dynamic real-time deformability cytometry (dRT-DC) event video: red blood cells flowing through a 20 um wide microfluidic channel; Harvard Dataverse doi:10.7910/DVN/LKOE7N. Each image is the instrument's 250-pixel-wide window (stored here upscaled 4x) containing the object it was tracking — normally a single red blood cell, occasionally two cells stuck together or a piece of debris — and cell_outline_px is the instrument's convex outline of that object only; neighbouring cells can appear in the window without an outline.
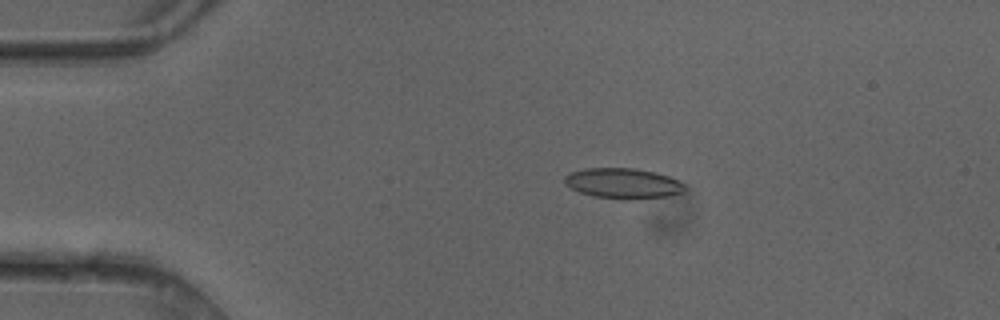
{"species": "common noctule bat (a hibernating species)", "species_latin": "Nyctalus noctula", "temperature_condition": "cold", "stored_images_in_passage": 50, "camera_frame_rate_fps": 3000, "um_per_image_px": 0.085, "animal": {"sex": "female"}, "frame": {"image": 1, "passage_image": 10, "time_ms": 3.0, "image_size_px": [1000, 320], "cell_outline_px": [[688, 188], [684, 192], [668, 196], [628, 200], [592, 196], [580, 192], [564, 184], [564, 176], [572, 172], [584, 168], [636, 168], [668, 176], [684, 184]], "centroid_in_image_um": [52.96, 15.59], "position_along_channel_um": 32.0, "area_um2": 21.33}}
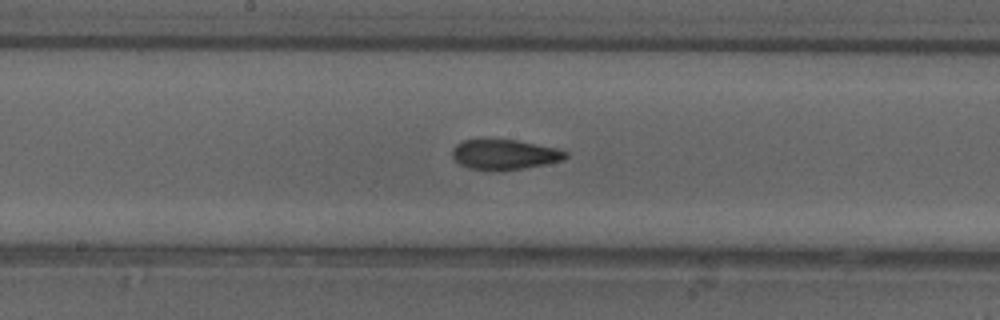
{"frame": {"image": 2, "passage_image": 26, "time_ms": 8.333, "image_size_px": [1000, 320], "cell_outline_px": [[568, 156], [564, 160], [524, 168], [468, 168], [460, 164], [452, 156], [452, 148], [456, 144], [464, 140], [516, 140], [556, 148], [568, 152]], "centroid_in_image_um": [42.91, 13.1], "position_along_channel_um": 205.3, "area_um2": 19.13}}
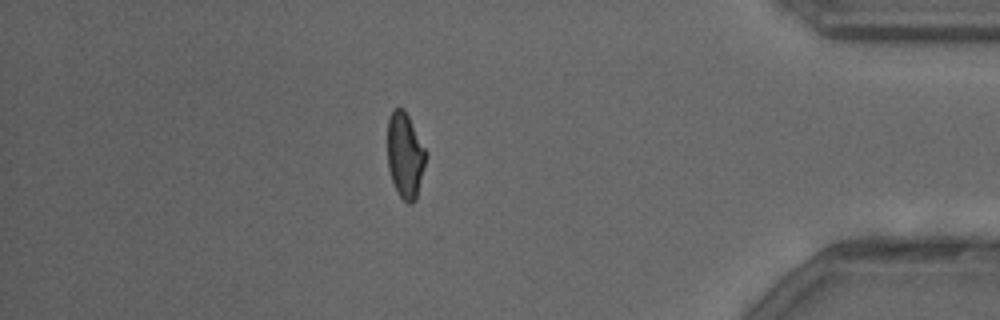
{"frame": {"image": 3, "passage_image": 43, "time_ms": 14.0, "image_size_px": [1000, 320], "cell_outline_px": [[428, 156], [416, 200], [412, 204], [408, 204], [400, 196], [392, 180], [388, 168], [388, 116], [392, 108], [404, 108], [428, 152]], "centroid_in_image_um": [34.46, 13.18], "position_along_channel_um": 400.7, "area_um2": 19.48}, "authors_computed_cell_mechanics": {"area_um2": 20.3167, "velocity_mm_per_s": 4.1577, "shape_relaxation_time_tau1_ms": null, "shape_relaxation_time_tau2_ms": 1.7603, "deformation_change_tau1": null, "deformation_change_tau2": 0.0873}}